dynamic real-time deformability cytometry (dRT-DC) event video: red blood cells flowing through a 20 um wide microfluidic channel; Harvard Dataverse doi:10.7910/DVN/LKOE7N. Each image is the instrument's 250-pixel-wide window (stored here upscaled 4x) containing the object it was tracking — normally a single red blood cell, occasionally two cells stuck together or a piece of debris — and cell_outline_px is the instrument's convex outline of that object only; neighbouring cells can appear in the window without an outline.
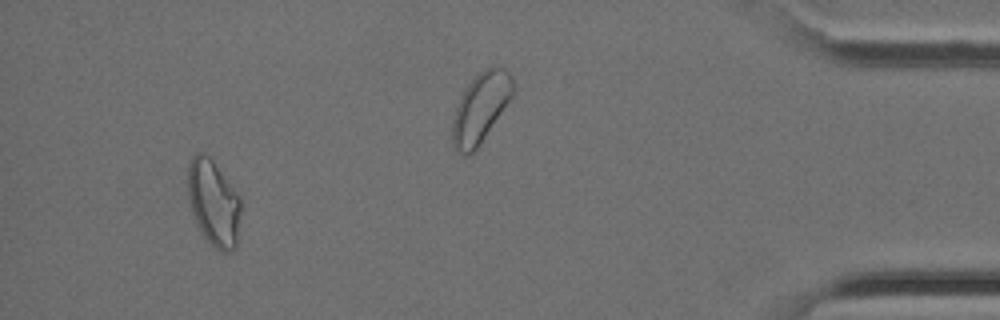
{"species": "Egyptian fruit bat (a non-hibernating species)", "species_latin": "Rousettus aegyptiacus", "temperature_condition": "cold", "stored_images_in_passage": 24, "camera_frame_rate_fps": 3000, "um_per_image_px": 0.085, "animal": {"sex": "female"}, "frame": {"image": 1, "passage_image": 21, "time_ms": 6.667, "image_size_px": [1000, 320], "cell_outline_px": [[240, 212], [236, 248], [232, 252], [220, 252], [200, 232], [196, 224], [188, 204], [188, 164], [192, 156], [196, 152], [204, 152], [212, 160], [240, 196]], "centroid_in_image_um": [18.13, 17.25], "position_along_channel_um": 417.1, "area_um2": 26.76}}